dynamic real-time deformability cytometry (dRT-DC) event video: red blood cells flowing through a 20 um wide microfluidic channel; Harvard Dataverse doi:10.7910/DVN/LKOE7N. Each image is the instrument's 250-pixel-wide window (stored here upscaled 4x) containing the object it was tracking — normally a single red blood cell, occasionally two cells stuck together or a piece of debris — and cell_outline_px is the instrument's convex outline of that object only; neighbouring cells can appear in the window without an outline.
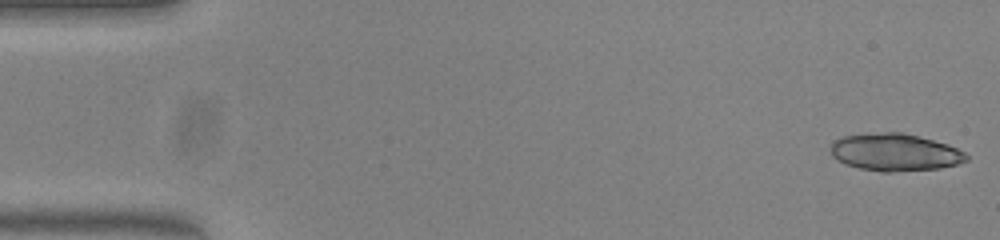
{"species": "common noctule bat (a hibernating species)", "species_latin": "Nyctalus noctula", "temperature_condition": "warm", "stored_images_in_passage": 18, "camera_frame_rate_fps": 3000, "um_per_image_px": 0.085, "animal": {"sex": "female", "body_mass_g": 23.0, "forearm_length_mm": 53.4}, "frame": {"image": 1, "passage_image": 1, "time_ms": 0.0, "image_size_px": [1000, 240], "cell_outline_px": [[968, 160], [956, 164], [940, 168], [892, 172], [884, 172], [860, 168], [844, 164], [836, 160], [832, 156], [832, 140], [844, 136], [884, 132], [904, 132], [948, 144], [964, 152], [968, 156]], "centroid_in_image_um": [76.06, 12.94], "position_along_channel_um": 8.9, "area_um2": 29.54}}